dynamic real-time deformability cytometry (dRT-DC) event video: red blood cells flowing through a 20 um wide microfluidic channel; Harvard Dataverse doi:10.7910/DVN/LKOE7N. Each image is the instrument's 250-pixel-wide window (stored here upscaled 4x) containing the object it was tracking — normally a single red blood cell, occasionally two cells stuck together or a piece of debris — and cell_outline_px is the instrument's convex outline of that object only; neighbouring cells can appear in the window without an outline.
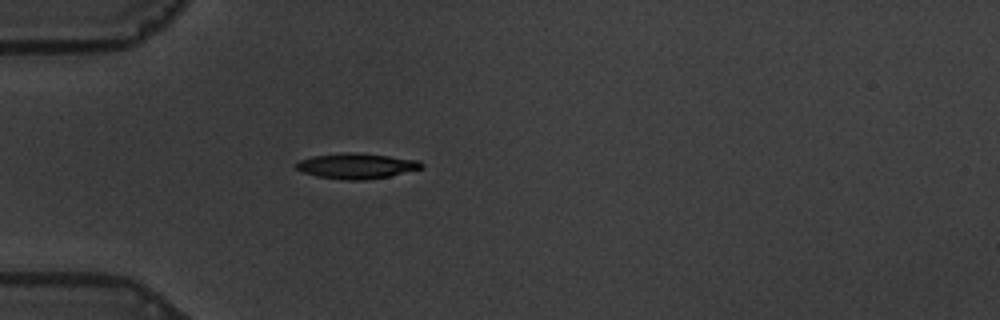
{"species": "common noctule bat (a hibernating species)", "species_latin": "Nyctalus noctula", "temperature_condition": "warm", "stored_images_in_passage": 41, "camera_frame_rate_fps": 3000, "um_per_image_px": 0.085, "animal": {"sex": "male", "body_mass_g": 19.5, "forearm_length_mm": 54.6}, "frame": {"image": 1, "passage_image": 1, "time_ms": 0.0, "image_size_px": [1000, 320], "cell_outline_px": [[424, 168], [388, 176], [364, 180], [344, 180], [316, 176], [304, 172], [296, 168], [292, 164], [300, 160], [312, 156], [340, 152], [360, 152], [420, 160], [424, 164]], "centroid_in_image_um": [30.3, 14.09], "position_along_channel_um": 54.7, "area_um2": 18.84}}
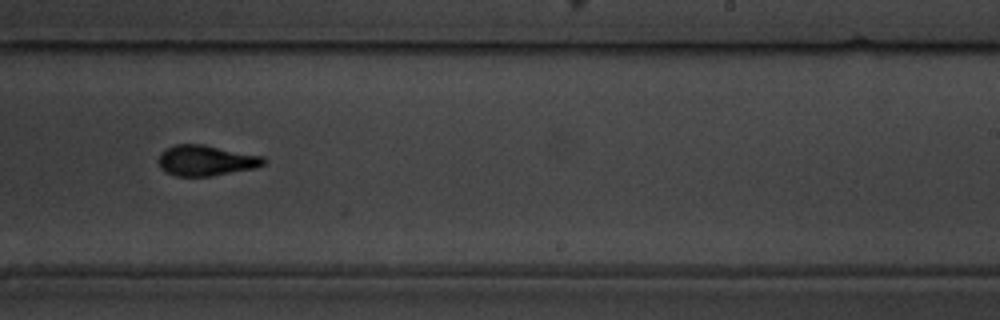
{"frame": {"image": 2, "passage_image": 20, "time_ms": 6.333, "image_size_px": [1000, 320], "cell_outline_px": [[268, 160], [264, 164], [256, 168], [212, 176], [176, 176], [164, 172], [160, 168], [156, 160], [160, 152], [176, 144], [204, 144], [264, 156]], "centroid_in_image_um": [17.5, 13.64], "position_along_channel_um": 271.5, "area_um2": 19.13}}
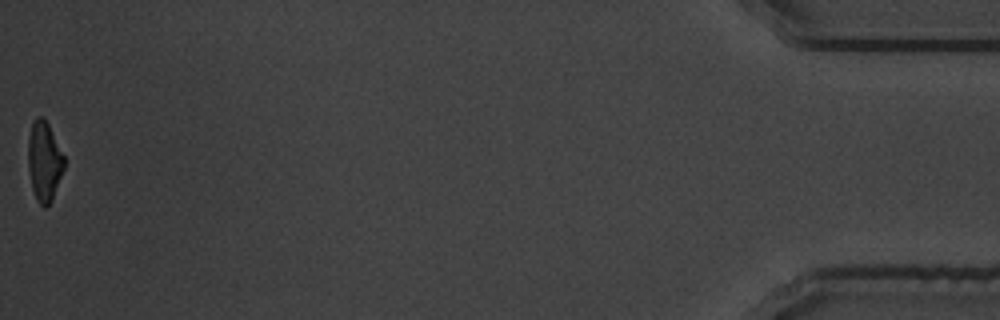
{"frame": {"image": 3, "passage_image": 41, "time_ms": 13.333, "image_size_px": [1000, 320], "cell_outline_px": [[64, 168], [52, 200], [44, 208], [36, 200], [32, 188], [28, 168], [28, 140], [32, 120], [36, 116], [44, 116], [64, 156]], "centroid_in_image_um": [3.74, 13.68], "position_along_channel_um": 431.5, "area_um2": 16.76}, "authors_computed_cell_mechanics": {"area_um2": 18.6694, "velocity_mm_per_s": 3.5836, "shape_relaxation_time_tau1_ms": 3.595, "shape_relaxation_time_tau2_ms": 1.8382, "deformation_change_tau1": 0.1599, "deformation_change_tau2": 0.0907}}